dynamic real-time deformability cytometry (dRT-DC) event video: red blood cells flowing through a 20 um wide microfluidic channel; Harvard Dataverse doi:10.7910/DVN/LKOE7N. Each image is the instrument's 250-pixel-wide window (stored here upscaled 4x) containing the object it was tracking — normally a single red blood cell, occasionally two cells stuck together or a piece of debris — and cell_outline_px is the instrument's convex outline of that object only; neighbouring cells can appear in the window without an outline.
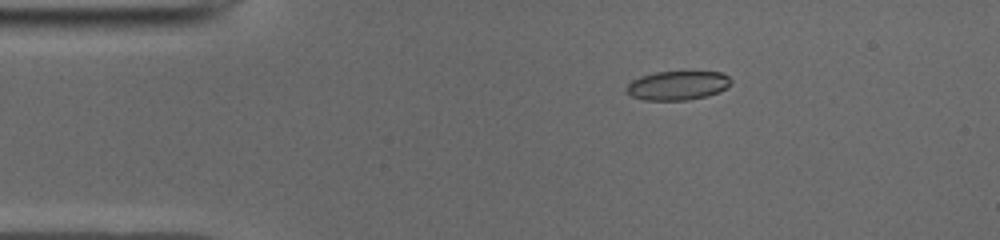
{"species": "common noctule bat (a hibernating species)", "species_latin": "Nyctalus noctula", "temperature_condition": "cold", "stored_images_in_passage": 51, "camera_frame_rate_fps": 3000, "um_per_image_px": 0.085, "animal": {"sex": "male", "body_mass_g": 19.0, "forearm_length_mm": 50.8}, "frame": {"image": 1, "passage_image": 9, "time_ms": 2.667, "image_size_px": [1000, 240], "cell_outline_px": [[732, 84], [716, 92], [704, 96], [688, 100], [644, 100], [632, 96], [628, 92], [628, 84], [632, 80], [640, 76], [656, 72], [720, 72], [728, 76], [732, 80]], "centroid_in_image_um": [57.59, 7.26], "position_along_channel_um": 27.4, "area_um2": 17.4}}
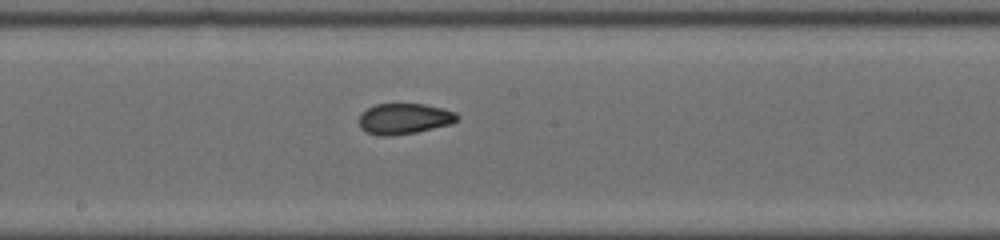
{"frame": {"image": 2, "passage_image": 27, "time_ms": 8.667, "image_size_px": [1000, 240], "cell_outline_px": [[460, 116], [452, 124], [416, 132], [392, 136], [380, 136], [368, 132], [360, 128], [360, 116], [368, 108], [376, 104], [424, 104], [444, 108], [456, 112]], "centroid_in_image_um": [34.4, 10.09], "position_along_channel_um": 213.8, "area_um2": 17.57}}
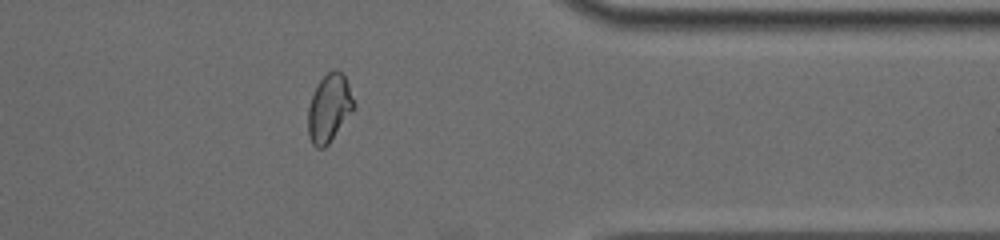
{"frame": {"image": 3, "passage_image": 41, "time_ms": 13.333, "image_size_px": [1000, 240], "cell_outline_px": [[356, 108], [328, 144], [324, 148], [316, 148], [312, 144], [308, 136], [308, 108], [312, 96], [320, 80], [332, 68], [336, 68], [344, 76], [348, 84], [356, 104]], "centroid_in_image_um": [28.0, 9.2], "position_along_channel_um": 383.4, "area_um2": 18.21}, "authors_computed_cell_mechanics": {"area_um2": 17.9758, "velocity_mm_per_s": 3.9569, "shape_relaxation_time_tau1_ms": null, "shape_relaxation_time_tau2_ms": 1.0488, "deformation_change_tau1": null, "deformation_change_tau2": 0.0542}}